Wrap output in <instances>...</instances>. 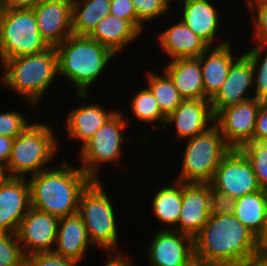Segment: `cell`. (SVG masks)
Segmentation results:
<instances>
[{"mask_svg": "<svg viewBox=\"0 0 267 266\" xmlns=\"http://www.w3.org/2000/svg\"><path fill=\"white\" fill-rule=\"evenodd\" d=\"M193 238L194 257L211 266H243L260 253V240L234 214L210 215Z\"/></svg>", "mask_w": 267, "mask_h": 266, "instance_id": "1", "label": "cell"}, {"mask_svg": "<svg viewBox=\"0 0 267 266\" xmlns=\"http://www.w3.org/2000/svg\"><path fill=\"white\" fill-rule=\"evenodd\" d=\"M59 163L27 179L31 207L62 218L78 213L81 195L93 180L79 166Z\"/></svg>", "mask_w": 267, "mask_h": 266, "instance_id": "2", "label": "cell"}, {"mask_svg": "<svg viewBox=\"0 0 267 266\" xmlns=\"http://www.w3.org/2000/svg\"><path fill=\"white\" fill-rule=\"evenodd\" d=\"M55 48L58 76L72 83L75 93H89L91 85L99 83V76L108 70V63L118 57L89 36L72 34Z\"/></svg>", "mask_w": 267, "mask_h": 266, "instance_id": "3", "label": "cell"}, {"mask_svg": "<svg viewBox=\"0 0 267 266\" xmlns=\"http://www.w3.org/2000/svg\"><path fill=\"white\" fill-rule=\"evenodd\" d=\"M0 66L3 87L15 91L27 105L35 109H39L42 97L58 78V56L55 47H49L38 54L5 60Z\"/></svg>", "mask_w": 267, "mask_h": 266, "instance_id": "4", "label": "cell"}, {"mask_svg": "<svg viewBox=\"0 0 267 266\" xmlns=\"http://www.w3.org/2000/svg\"><path fill=\"white\" fill-rule=\"evenodd\" d=\"M52 127L50 122L33 121L14 139L6 177L28 178L50 168L61 145Z\"/></svg>", "mask_w": 267, "mask_h": 266, "instance_id": "5", "label": "cell"}, {"mask_svg": "<svg viewBox=\"0 0 267 266\" xmlns=\"http://www.w3.org/2000/svg\"><path fill=\"white\" fill-rule=\"evenodd\" d=\"M103 186L101 180H93L86 187L79 201L78 214L82 217L94 248L99 247L106 254L124 253L117 249L120 238L117 210Z\"/></svg>", "mask_w": 267, "mask_h": 266, "instance_id": "6", "label": "cell"}, {"mask_svg": "<svg viewBox=\"0 0 267 266\" xmlns=\"http://www.w3.org/2000/svg\"><path fill=\"white\" fill-rule=\"evenodd\" d=\"M123 115L119 109L78 149V157L81 159L79 167L92 180H101L99 171L104 164L119 169L122 167L120 162L125 152L122 147L132 140L126 138L125 132L130 125Z\"/></svg>", "mask_w": 267, "mask_h": 266, "instance_id": "7", "label": "cell"}, {"mask_svg": "<svg viewBox=\"0 0 267 266\" xmlns=\"http://www.w3.org/2000/svg\"><path fill=\"white\" fill-rule=\"evenodd\" d=\"M179 176L183 183H210L221 160L231 151L219 128L213 124L205 132L184 140Z\"/></svg>", "mask_w": 267, "mask_h": 266, "instance_id": "8", "label": "cell"}, {"mask_svg": "<svg viewBox=\"0 0 267 266\" xmlns=\"http://www.w3.org/2000/svg\"><path fill=\"white\" fill-rule=\"evenodd\" d=\"M48 48L33 9H4L0 13V65L5 60L38 54Z\"/></svg>", "mask_w": 267, "mask_h": 266, "instance_id": "9", "label": "cell"}, {"mask_svg": "<svg viewBox=\"0 0 267 266\" xmlns=\"http://www.w3.org/2000/svg\"><path fill=\"white\" fill-rule=\"evenodd\" d=\"M262 102L252 98L226 106L214 115V124L231 149H240L253 142L257 113Z\"/></svg>", "mask_w": 267, "mask_h": 266, "instance_id": "10", "label": "cell"}, {"mask_svg": "<svg viewBox=\"0 0 267 266\" xmlns=\"http://www.w3.org/2000/svg\"><path fill=\"white\" fill-rule=\"evenodd\" d=\"M209 184L235 199L261 190L250 162L239 149H231L221 160Z\"/></svg>", "mask_w": 267, "mask_h": 266, "instance_id": "11", "label": "cell"}, {"mask_svg": "<svg viewBox=\"0 0 267 266\" xmlns=\"http://www.w3.org/2000/svg\"><path fill=\"white\" fill-rule=\"evenodd\" d=\"M59 218L30 208L19 225L17 236L25 256L51 253L56 244Z\"/></svg>", "mask_w": 267, "mask_h": 266, "instance_id": "12", "label": "cell"}, {"mask_svg": "<svg viewBox=\"0 0 267 266\" xmlns=\"http://www.w3.org/2000/svg\"><path fill=\"white\" fill-rule=\"evenodd\" d=\"M147 247L150 266H185L194 257V238L174 230H157Z\"/></svg>", "mask_w": 267, "mask_h": 266, "instance_id": "13", "label": "cell"}, {"mask_svg": "<svg viewBox=\"0 0 267 266\" xmlns=\"http://www.w3.org/2000/svg\"><path fill=\"white\" fill-rule=\"evenodd\" d=\"M30 208L28 179L5 176L0 181V232L17 233Z\"/></svg>", "mask_w": 267, "mask_h": 266, "instance_id": "14", "label": "cell"}, {"mask_svg": "<svg viewBox=\"0 0 267 266\" xmlns=\"http://www.w3.org/2000/svg\"><path fill=\"white\" fill-rule=\"evenodd\" d=\"M214 124V115L210 99H184L182 103L166 117L163 127L167 133L170 125L175 129V137L187 140L205 132Z\"/></svg>", "mask_w": 267, "mask_h": 266, "instance_id": "15", "label": "cell"}, {"mask_svg": "<svg viewBox=\"0 0 267 266\" xmlns=\"http://www.w3.org/2000/svg\"><path fill=\"white\" fill-rule=\"evenodd\" d=\"M33 11L40 35L49 47L72 35L71 0H42Z\"/></svg>", "mask_w": 267, "mask_h": 266, "instance_id": "16", "label": "cell"}, {"mask_svg": "<svg viewBox=\"0 0 267 266\" xmlns=\"http://www.w3.org/2000/svg\"><path fill=\"white\" fill-rule=\"evenodd\" d=\"M75 96L79 101L83 100V105L68 111L64 126L68 137L66 139H71L73 142L78 140L80 149L118 109L113 107L114 110H110L101 102L85 104L84 101L88 100L89 93H76Z\"/></svg>", "mask_w": 267, "mask_h": 266, "instance_id": "17", "label": "cell"}, {"mask_svg": "<svg viewBox=\"0 0 267 266\" xmlns=\"http://www.w3.org/2000/svg\"><path fill=\"white\" fill-rule=\"evenodd\" d=\"M251 91L253 92V67L250 59L242 52L231 65L220 89L210 99L213 115L226 106L254 98L253 94L250 96Z\"/></svg>", "mask_w": 267, "mask_h": 266, "instance_id": "18", "label": "cell"}, {"mask_svg": "<svg viewBox=\"0 0 267 266\" xmlns=\"http://www.w3.org/2000/svg\"><path fill=\"white\" fill-rule=\"evenodd\" d=\"M209 183H183L177 231L194 237L211 215Z\"/></svg>", "mask_w": 267, "mask_h": 266, "instance_id": "19", "label": "cell"}, {"mask_svg": "<svg viewBox=\"0 0 267 266\" xmlns=\"http://www.w3.org/2000/svg\"><path fill=\"white\" fill-rule=\"evenodd\" d=\"M213 4L214 1L212 0H189L183 2L180 5L182 12H180L179 17L210 47H214V45L217 47L229 43L230 39H222L221 42L216 41V39L222 38L218 35V31L221 28V16L218 8Z\"/></svg>", "mask_w": 267, "mask_h": 266, "instance_id": "20", "label": "cell"}, {"mask_svg": "<svg viewBox=\"0 0 267 266\" xmlns=\"http://www.w3.org/2000/svg\"><path fill=\"white\" fill-rule=\"evenodd\" d=\"M158 36V37H157ZM159 48L170 60L197 58L210 46L197 36L180 18L156 35Z\"/></svg>", "mask_w": 267, "mask_h": 266, "instance_id": "21", "label": "cell"}, {"mask_svg": "<svg viewBox=\"0 0 267 266\" xmlns=\"http://www.w3.org/2000/svg\"><path fill=\"white\" fill-rule=\"evenodd\" d=\"M91 245L85 224L78 213L59 218L54 254L80 263L85 259L88 247H94Z\"/></svg>", "mask_w": 267, "mask_h": 266, "instance_id": "22", "label": "cell"}, {"mask_svg": "<svg viewBox=\"0 0 267 266\" xmlns=\"http://www.w3.org/2000/svg\"><path fill=\"white\" fill-rule=\"evenodd\" d=\"M232 47L231 42L217 47H209L198 57L204 92L209 99L220 89L227 78L231 65L240 56L233 52Z\"/></svg>", "mask_w": 267, "mask_h": 266, "instance_id": "23", "label": "cell"}, {"mask_svg": "<svg viewBox=\"0 0 267 266\" xmlns=\"http://www.w3.org/2000/svg\"><path fill=\"white\" fill-rule=\"evenodd\" d=\"M162 68L184 99H209L204 92L198 57L173 59Z\"/></svg>", "mask_w": 267, "mask_h": 266, "instance_id": "24", "label": "cell"}, {"mask_svg": "<svg viewBox=\"0 0 267 266\" xmlns=\"http://www.w3.org/2000/svg\"><path fill=\"white\" fill-rule=\"evenodd\" d=\"M140 36L141 33L128 20L111 14L100 20L89 35L116 56Z\"/></svg>", "mask_w": 267, "mask_h": 266, "instance_id": "25", "label": "cell"}, {"mask_svg": "<svg viewBox=\"0 0 267 266\" xmlns=\"http://www.w3.org/2000/svg\"><path fill=\"white\" fill-rule=\"evenodd\" d=\"M152 197V213L160 223H164L160 230L177 231L182 205V182L174 179L170 184L168 180Z\"/></svg>", "mask_w": 267, "mask_h": 266, "instance_id": "26", "label": "cell"}, {"mask_svg": "<svg viewBox=\"0 0 267 266\" xmlns=\"http://www.w3.org/2000/svg\"><path fill=\"white\" fill-rule=\"evenodd\" d=\"M234 215L260 240L267 229V191L261 189L237 198Z\"/></svg>", "mask_w": 267, "mask_h": 266, "instance_id": "27", "label": "cell"}, {"mask_svg": "<svg viewBox=\"0 0 267 266\" xmlns=\"http://www.w3.org/2000/svg\"><path fill=\"white\" fill-rule=\"evenodd\" d=\"M111 0H75L72 2V34L89 36L97 23L110 14Z\"/></svg>", "mask_w": 267, "mask_h": 266, "instance_id": "28", "label": "cell"}, {"mask_svg": "<svg viewBox=\"0 0 267 266\" xmlns=\"http://www.w3.org/2000/svg\"><path fill=\"white\" fill-rule=\"evenodd\" d=\"M151 70L148 69V72H145L147 83L145 86L153 93L161 111L168 116L182 103L184 98L164 70L160 75L153 71L154 69Z\"/></svg>", "mask_w": 267, "mask_h": 266, "instance_id": "29", "label": "cell"}, {"mask_svg": "<svg viewBox=\"0 0 267 266\" xmlns=\"http://www.w3.org/2000/svg\"><path fill=\"white\" fill-rule=\"evenodd\" d=\"M137 93L134 94L131 100V113H133V117H136L137 121L145 123L153 124L151 129V133H154L155 130H163V127L166 122V115L161 111L159 104L154 97L153 93L150 91L148 87L139 89ZM158 122V124H156Z\"/></svg>", "mask_w": 267, "mask_h": 266, "instance_id": "30", "label": "cell"}, {"mask_svg": "<svg viewBox=\"0 0 267 266\" xmlns=\"http://www.w3.org/2000/svg\"><path fill=\"white\" fill-rule=\"evenodd\" d=\"M244 51L253 67L254 98L267 102V43L255 42L254 46Z\"/></svg>", "mask_w": 267, "mask_h": 266, "instance_id": "31", "label": "cell"}, {"mask_svg": "<svg viewBox=\"0 0 267 266\" xmlns=\"http://www.w3.org/2000/svg\"><path fill=\"white\" fill-rule=\"evenodd\" d=\"M239 150L250 162L260 188L267 191V143L253 141Z\"/></svg>", "mask_w": 267, "mask_h": 266, "instance_id": "32", "label": "cell"}, {"mask_svg": "<svg viewBox=\"0 0 267 266\" xmlns=\"http://www.w3.org/2000/svg\"><path fill=\"white\" fill-rule=\"evenodd\" d=\"M25 255L17 233L0 232V266H24Z\"/></svg>", "mask_w": 267, "mask_h": 266, "instance_id": "33", "label": "cell"}, {"mask_svg": "<svg viewBox=\"0 0 267 266\" xmlns=\"http://www.w3.org/2000/svg\"><path fill=\"white\" fill-rule=\"evenodd\" d=\"M245 2L252 15L250 18L254 30L251 34L252 39L257 43H267V0H246Z\"/></svg>", "mask_w": 267, "mask_h": 266, "instance_id": "34", "label": "cell"}, {"mask_svg": "<svg viewBox=\"0 0 267 266\" xmlns=\"http://www.w3.org/2000/svg\"><path fill=\"white\" fill-rule=\"evenodd\" d=\"M137 18L144 24L162 18L166 13L169 14L171 8L167 0H131ZM161 16V17H160Z\"/></svg>", "mask_w": 267, "mask_h": 266, "instance_id": "35", "label": "cell"}, {"mask_svg": "<svg viewBox=\"0 0 267 266\" xmlns=\"http://www.w3.org/2000/svg\"><path fill=\"white\" fill-rule=\"evenodd\" d=\"M19 110L0 112V135L16 138L31 122Z\"/></svg>", "mask_w": 267, "mask_h": 266, "instance_id": "36", "label": "cell"}, {"mask_svg": "<svg viewBox=\"0 0 267 266\" xmlns=\"http://www.w3.org/2000/svg\"><path fill=\"white\" fill-rule=\"evenodd\" d=\"M110 14L128 20L141 34L146 29V26L137 18L131 0H111Z\"/></svg>", "mask_w": 267, "mask_h": 266, "instance_id": "37", "label": "cell"}, {"mask_svg": "<svg viewBox=\"0 0 267 266\" xmlns=\"http://www.w3.org/2000/svg\"><path fill=\"white\" fill-rule=\"evenodd\" d=\"M211 215L221 216L234 214L236 199L218 191L209 184Z\"/></svg>", "mask_w": 267, "mask_h": 266, "instance_id": "38", "label": "cell"}, {"mask_svg": "<svg viewBox=\"0 0 267 266\" xmlns=\"http://www.w3.org/2000/svg\"><path fill=\"white\" fill-rule=\"evenodd\" d=\"M79 262L51 253H36L25 256L24 266H78Z\"/></svg>", "mask_w": 267, "mask_h": 266, "instance_id": "39", "label": "cell"}, {"mask_svg": "<svg viewBox=\"0 0 267 266\" xmlns=\"http://www.w3.org/2000/svg\"><path fill=\"white\" fill-rule=\"evenodd\" d=\"M253 141L267 143V102H262L257 113Z\"/></svg>", "mask_w": 267, "mask_h": 266, "instance_id": "40", "label": "cell"}, {"mask_svg": "<svg viewBox=\"0 0 267 266\" xmlns=\"http://www.w3.org/2000/svg\"><path fill=\"white\" fill-rule=\"evenodd\" d=\"M14 138L0 135V166L6 167L11 155Z\"/></svg>", "mask_w": 267, "mask_h": 266, "instance_id": "41", "label": "cell"}, {"mask_svg": "<svg viewBox=\"0 0 267 266\" xmlns=\"http://www.w3.org/2000/svg\"><path fill=\"white\" fill-rule=\"evenodd\" d=\"M108 258L104 266H136L132 255L126 253L125 255L124 253H115V255L109 253Z\"/></svg>", "mask_w": 267, "mask_h": 266, "instance_id": "42", "label": "cell"}, {"mask_svg": "<svg viewBox=\"0 0 267 266\" xmlns=\"http://www.w3.org/2000/svg\"><path fill=\"white\" fill-rule=\"evenodd\" d=\"M42 0H4V9H33Z\"/></svg>", "mask_w": 267, "mask_h": 266, "instance_id": "43", "label": "cell"}, {"mask_svg": "<svg viewBox=\"0 0 267 266\" xmlns=\"http://www.w3.org/2000/svg\"><path fill=\"white\" fill-rule=\"evenodd\" d=\"M243 266H267V257L258 253Z\"/></svg>", "mask_w": 267, "mask_h": 266, "instance_id": "44", "label": "cell"}, {"mask_svg": "<svg viewBox=\"0 0 267 266\" xmlns=\"http://www.w3.org/2000/svg\"><path fill=\"white\" fill-rule=\"evenodd\" d=\"M260 253L267 257V229L264 236L260 239Z\"/></svg>", "mask_w": 267, "mask_h": 266, "instance_id": "45", "label": "cell"}, {"mask_svg": "<svg viewBox=\"0 0 267 266\" xmlns=\"http://www.w3.org/2000/svg\"><path fill=\"white\" fill-rule=\"evenodd\" d=\"M185 266H211L209 264L204 263L203 261H201L200 259L194 258L193 260H191L188 264H186Z\"/></svg>", "mask_w": 267, "mask_h": 266, "instance_id": "46", "label": "cell"}, {"mask_svg": "<svg viewBox=\"0 0 267 266\" xmlns=\"http://www.w3.org/2000/svg\"><path fill=\"white\" fill-rule=\"evenodd\" d=\"M173 1V2H172ZM174 1H176L177 4H181L183 2L189 1V0H167L168 5L172 6V3H174ZM172 2V3H171Z\"/></svg>", "mask_w": 267, "mask_h": 266, "instance_id": "47", "label": "cell"}, {"mask_svg": "<svg viewBox=\"0 0 267 266\" xmlns=\"http://www.w3.org/2000/svg\"><path fill=\"white\" fill-rule=\"evenodd\" d=\"M5 177L4 168L0 166V181Z\"/></svg>", "mask_w": 267, "mask_h": 266, "instance_id": "48", "label": "cell"}, {"mask_svg": "<svg viewBox=\"0 0 267 266\" xmlns=\"http://www.w3.org/2000/svg\"><path fill=\"white\" fill-rule=\"evenodd\" d=\"M4 10V0H0V13Z\"/></svg>", "mask_w": 267, "mask_h": 266, "instance_id": "49", "label": "cell"}]
</instances>
